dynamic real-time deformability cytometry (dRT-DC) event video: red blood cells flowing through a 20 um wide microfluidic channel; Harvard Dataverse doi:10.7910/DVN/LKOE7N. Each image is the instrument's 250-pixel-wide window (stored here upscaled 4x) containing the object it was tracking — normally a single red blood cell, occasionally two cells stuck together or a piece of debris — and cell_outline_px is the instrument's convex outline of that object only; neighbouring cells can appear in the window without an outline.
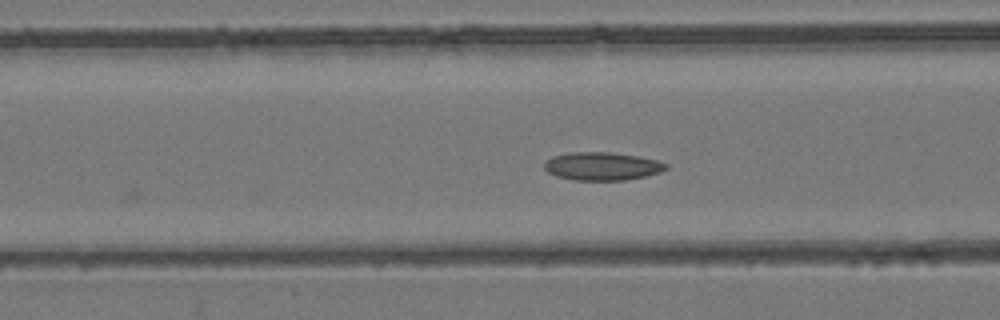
{"species": "common noctule bat (a hibernating species)", "species_latin": "Nyctalus noctula", "temperature_condition": "room temperature", "stored_images_in_passage": 7, "camera_frame_rate_fps": 3000, "um_per_image_px": 0.085, "animal": {"sex": "female", "body_mass_g": 24.6, "forearm_length_mm": 56.2}, "frame": {"image": 1, "passage_image": 6, "time_ms": 1.667, "image_size_px": [1000, 320], "cell_outline_px": [[668, 168], [660, 172], [644, 176], [624, 180], [572, 180], [556, 176], [548, 172], [544, 168], [544, 164], [552, 156], [572, 152], [608, 152], [636, 156], [656, 160], [668, 164]], "centroid_in_image_um": [51.16, 14.13], "position_along_channel_um": 115.4, "area_um2": 19.77}}
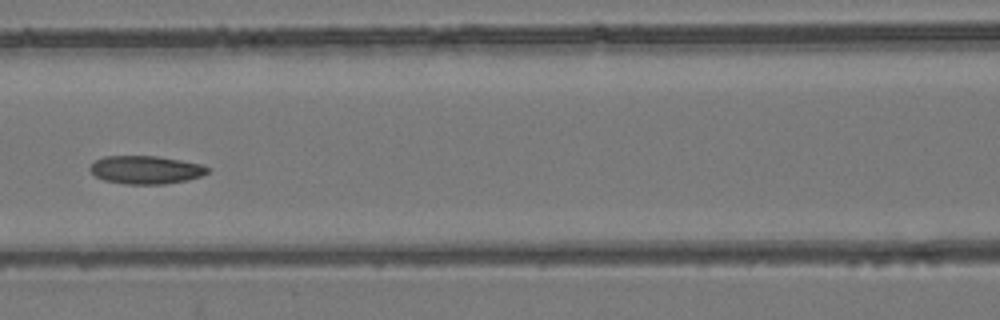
{"frame": {"image": 2, "passage_image": 7, "time_ms": 2.0, "image_size_px": [1000, 320], "cell_outline_px": [[208, 172], [200, 176], [188, 180], [164, 184], [124, 184], [104, 180], [96, 176], [88, 168], [96, 160], [104, 156], [156, 156], [180, 160], [200, 164], [208, 168]], "centroid_in_image_um": [12.37, 14.44], "position_along_channel_um": 154.2, "area_um2": 19.13}}